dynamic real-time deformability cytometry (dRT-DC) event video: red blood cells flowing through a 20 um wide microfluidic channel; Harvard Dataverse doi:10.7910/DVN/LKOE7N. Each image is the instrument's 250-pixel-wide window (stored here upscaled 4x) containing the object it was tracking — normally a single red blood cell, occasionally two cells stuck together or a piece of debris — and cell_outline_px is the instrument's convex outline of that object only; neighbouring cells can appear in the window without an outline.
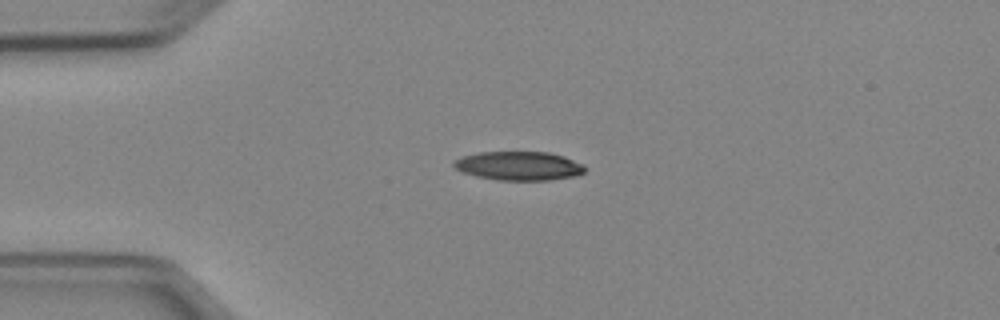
{"species": "Egyptian fruit bat (a non-hibernating species)", "species_latin": "Rousettus aegyptiacus", "temperature_condition": "cold", "stored_images_in_passage": 40, "camera_frame_rate_fps": 3000, "um_per_image_px": 0.085, "animal": {"sex": "female"}, "frame": {"image": 1, "passage_image": 1, "time_ms": 0.0, "image_size_px": [1000, 320], "cell_outline_px": [[588, 168], [584, 172], [576, 176], [548, 180], [496, 180], [476, 176], [464, 172], [456, 168], [452, 164], [456, 160], [464, 156], [480, 152], [548, 152], [564, 156], [584, 164]], "centroid_in_image_um": [44.17, 14.1], "position_along_channel_um": 40.8, "area_um2": 22.02}}
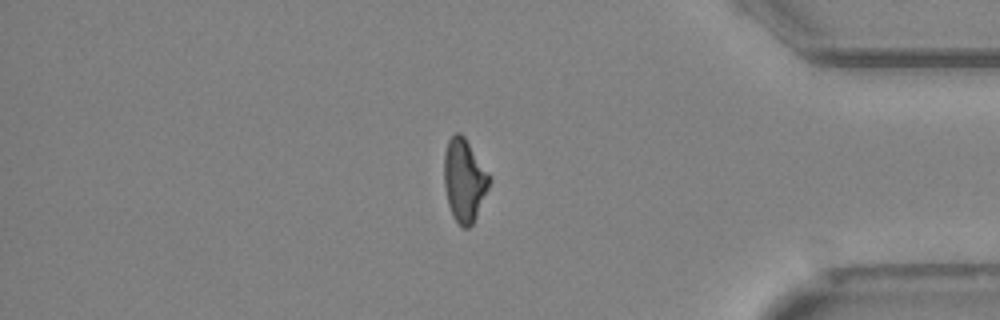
{"frame": {"image": 2, "passage_image": 32, "time_ms": 10.333, "image_size_px": [1000, 320], "cell_outline_px": [[488, 188], [476, 216], [472, 224], [468, 228], [464, 228], [452, 216], [448, 204], [444, 184], [444, 152], [448, 140], [456, 132], [460, 132], [464, 136], [488, 172]], "centroid_in_image_um": [39.43, 15.3], "position_along_channel_um": 395.8, "area_um2": 21.44}}
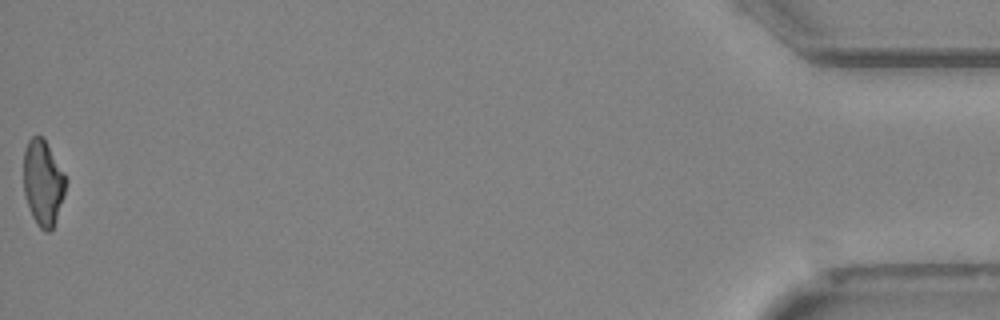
{"frame": {"image": 3, "passage_image": 40, "time_ms": 13.0, "image_size_px": [1000, 320], "cell_outline_px": [[68, 180], [64, 196], [56, 220], [52, 228], [48, 232], [44, 232], [36, 224], [32, 216], [24, 192], [24, 148], [28, 140], [32, 136], [40, 136], [44, 140], [64, 172]], "centroid_in_image_um": [3.67, 15.55], "position_along_channel_um": 431.5, "area_um2": 20.98}, "authors_computed_cell_mechanics": {"area_um2": 22.542, "velocity_mm_per_s": 3.9583, "shape_relaxation_time_tau1_ms": 8.4695, "shape_relaxation_time_tau2_ms": 6.1805, "deformation_change_tau1": 0.2176, "deformation_change_tau2": 0.1499}}